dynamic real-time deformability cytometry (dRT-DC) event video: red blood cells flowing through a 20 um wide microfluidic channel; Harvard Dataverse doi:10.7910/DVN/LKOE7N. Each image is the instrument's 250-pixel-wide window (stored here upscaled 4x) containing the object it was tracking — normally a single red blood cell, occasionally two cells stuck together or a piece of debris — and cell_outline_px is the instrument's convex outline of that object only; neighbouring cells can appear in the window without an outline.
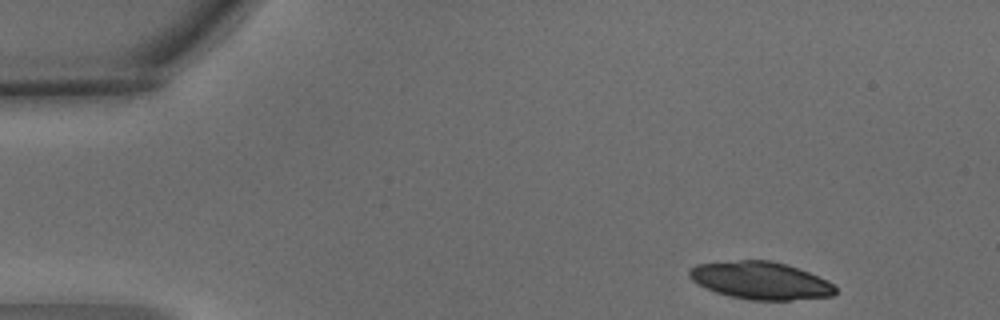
{"species": "common noctule bat (a hibernating species)", "species_latin": "Nyctalus noctula", "temperature_condition": "warm", "stored_images_in_passage": 4, "camera_frame_rate_fps": 3000, "um_per_image_px": 0.085, "animal": {"sex": "male", "body_mass_g": 15.6}, "frame": {"image": 1, "passage_image": 1, "time_ms": 0.0, "image_size_px": [1000, 320], "cell_outline_px": [[836, 292], [832, 296], [788, 300], [752, 300], [732, 296], [716, 292], [692, 280], [688, 276], [688, 272], [696, 264], [740, 260], [768, 260], [784, 264], [808, 272], [828, 280], [836, 288]], "centroid_in_image_um": [64.66, 23.84], "position_along_channel_um": 20.3, "area_um2": 31.5}}